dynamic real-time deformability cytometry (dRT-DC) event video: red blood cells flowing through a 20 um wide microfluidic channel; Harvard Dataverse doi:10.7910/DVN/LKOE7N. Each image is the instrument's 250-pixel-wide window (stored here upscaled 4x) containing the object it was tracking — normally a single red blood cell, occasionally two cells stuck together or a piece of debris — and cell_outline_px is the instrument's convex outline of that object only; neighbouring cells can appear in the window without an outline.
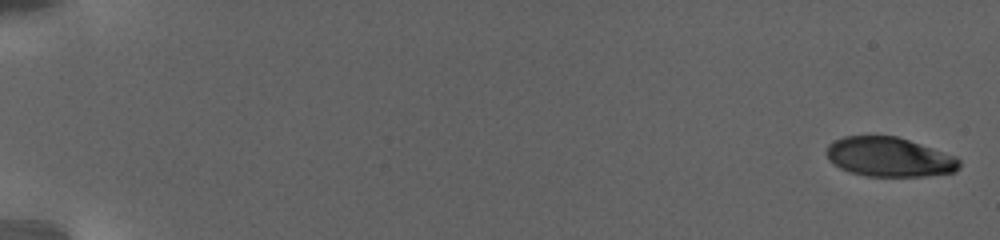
{"species": "human", "species_latin": "Homo sapiens", "temperature_condition": "warm", "stored_images_in_passage": 17, "camera_frame_rate_fps": 3000, "um_per_image_px": 0.085, "donor": {"sex": "female"}, "frame": {"image": 1, "passage_image": 1, "time_ms": 0.0, "image_size_px": [1000, 240], "cell_outline_px": [[960, 168], [956, 172], [924, 176], [864, 176], [840, 168], [832, 164], [828, 160], [828, 144], [844, 136], [896, 136], [956, 156], [960, 160]], "centroid_in_image_um": [75.6, 13.36], "position_along_channel_um": 9.4, "area_um2": 30.4}}
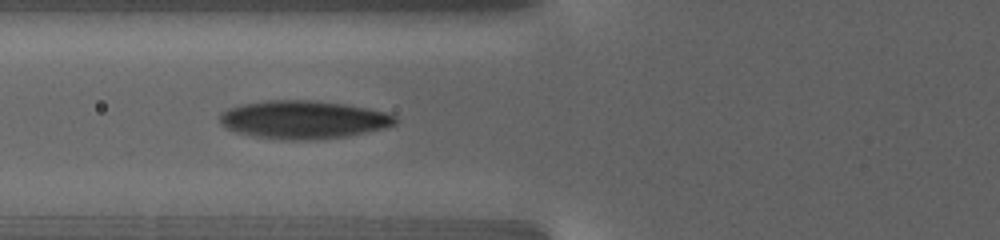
{"frame": {"image": 2, "passage_image": 15, "time_ms": 10.333, "image_size_px": [1000, 240], "cell_outline_px": [[396, 124], [384, 128], [348, 136], [320, 140], [280, 140], [252, 136], [236, 132], [220, 124], [220, 112], [228, 108], [244, 104], [268, 100], [316, 100], [348, 104], [368, 108], [384, 112], [396, 116]], "centroid_in_image_um": [25.79, 10.18], "position_along_channel_um": 100.0, "area_um2": 39.36}}
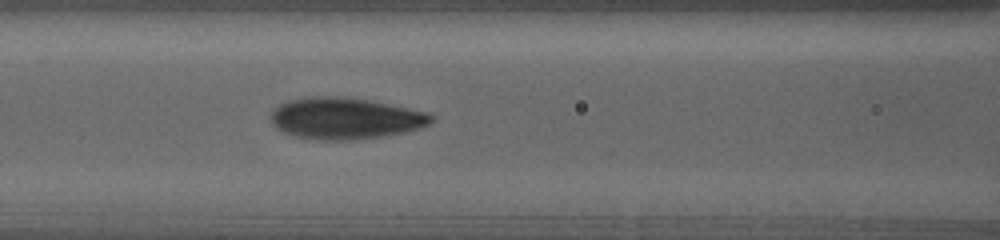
{"frame": {"image": 3, "passage_image": 17, "time_ms": 11.667, "image_size_px": [1000, 240], "cell_outline_px": [[432, 120], [428, 124], [420, 128], [404, 132], [384, 136], [356, 140], [316, 140], [292, 136], [276, 128], [272, 124], [272, 112], [280, 104], [288, 100], [308, 96], [336, 96], [368, 100], [428, 112], [432, 116]], "centroid_in_image_um": [29.31, 10.07], "position_along_channel_um": 137.3, "area_um2": 38.78}}